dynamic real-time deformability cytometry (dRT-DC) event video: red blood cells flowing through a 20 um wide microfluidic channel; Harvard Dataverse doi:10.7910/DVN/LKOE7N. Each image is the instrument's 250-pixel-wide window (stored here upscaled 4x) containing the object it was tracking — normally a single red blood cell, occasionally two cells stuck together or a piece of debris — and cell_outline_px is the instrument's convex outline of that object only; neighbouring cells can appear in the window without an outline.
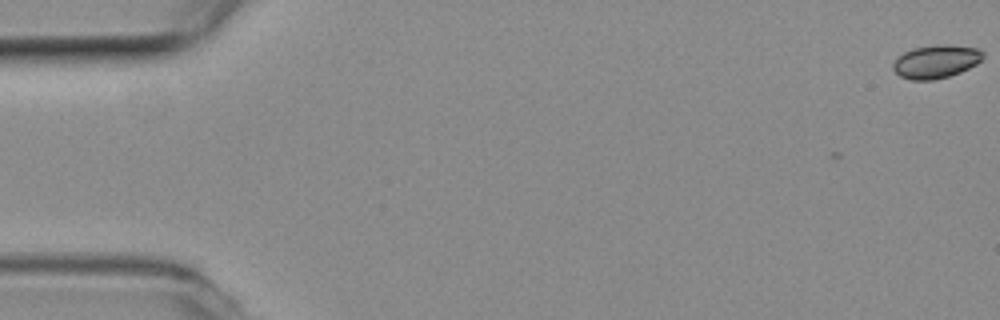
{"species": "common noctule bat (a hibernating species)", "species_latin": "Nyctalus noctula", "temperature_condition": "room temperature", "stored_images_in_passage": 13, "camera_frame_rate_fps": 3000, "um_per_image_px": 0.085, "animal": {"sex": "female", "body_mass_g": 19.3, "forearm_length_mm": 54.1}, "frame": {"image": 1, "passage_image": 1, "time_ms": 0.0, "image_size_px": [1000, 320], "cell_outline_px": [[984, 56], [976, 64], [960, 72], [948, 76], [932, 80], [912, 80], [900, 76], [892, 68], [892, 64], [904, 52], [916, 48], [944, 44], [980, 48], [984, 52]], "centroid_in_image_um": [79.58, 5.23], "position_along_channel_um": 5.4, "area_um2": 17.17}}